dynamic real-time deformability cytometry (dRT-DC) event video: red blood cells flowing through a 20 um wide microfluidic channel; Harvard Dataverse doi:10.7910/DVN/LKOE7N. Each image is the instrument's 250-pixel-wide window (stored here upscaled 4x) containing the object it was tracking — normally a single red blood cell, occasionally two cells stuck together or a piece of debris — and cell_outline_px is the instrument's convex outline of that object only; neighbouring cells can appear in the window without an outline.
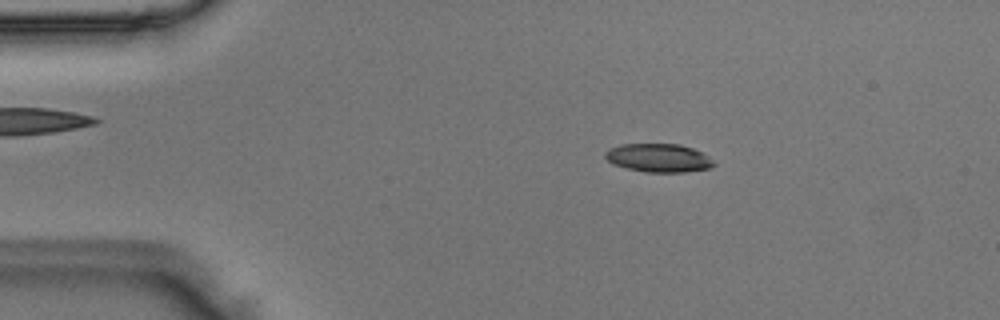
{"species": "Egyptian fruit bat (a non-hibernating species)", "species_latin": "Rousettus aegyptiacus", "temperature_condition": "room temperature", "stored_images_in_passage": 48, "camera_frame_rate_fps": 3000, "um_per_image_px": 0.085, "animal": {"sex": "male"}, "frame": {"image": 1, "passage_image": 6, "time_ms": 1.667, "image_size_px": [1000, 320], "cell_outline_px": [[716, 164], [708, 168], [684, 172], [644, 172], [612, 164], [604, 156], [604, 152], [608, 148], [620, 144], [680, 144], [692, 148], [700, 152], [712, 160]], "centroid_in_image_um": [55.92, 13.41], "position_along_channel_um": 29.1, "area_um2": 17.92}}
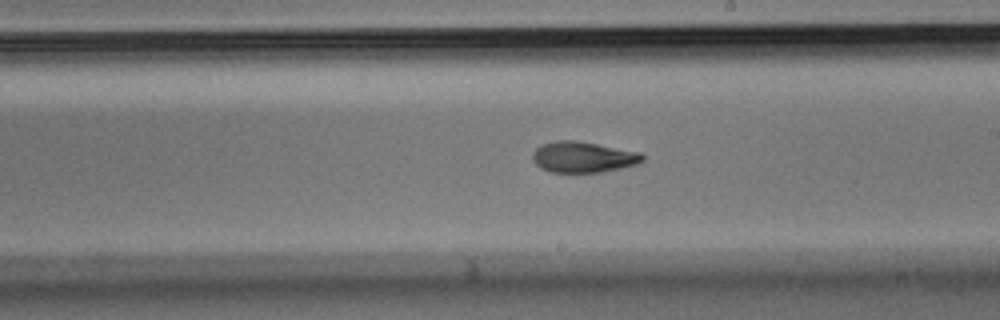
{"frame": {"image": 2, "passage_image": 26, "time_ms": 8.333, "image_size_px": [1000, 320], "cell_outline_px": [[644, 160], [636, 164], [620, 168], [600, 172], [552, 172], [540, 168], [532, 160], [532, 152], [540, 144], [556, 140], [576, 140], [640, 152], [644, 156]], "centroid_in_image_um": [49.52, 13.34], "position_along_channel_um": 239.5, "area_um2": 19.83}}
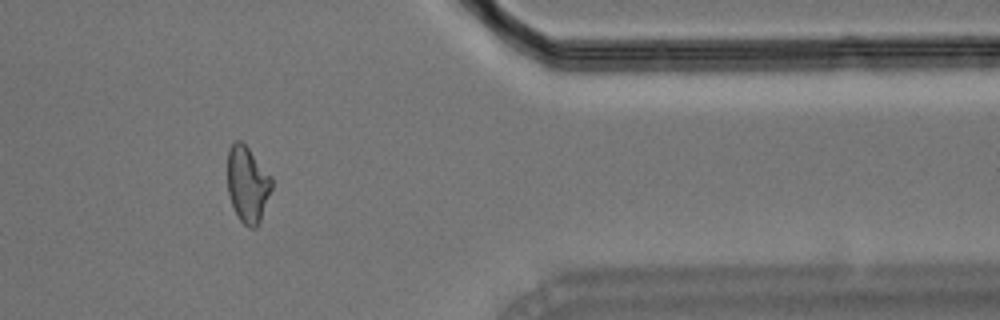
{"frame": {"image": 3, "passage_image": 39, "time_ms": 12.667, "image_size_px": [1000, 320], "cell_outline_px": [[272, 188], [260, 220], [256, 228], [248, 228], [240, 220], [232, 204], [228, 192], [228, 148], [232, 140], [240, 140], [248, 148], [272, 176]], "centroid_in_image_um": [21.04, 15.64], "position_along_channel_um": 390.4, "area_um2": 19.59}}